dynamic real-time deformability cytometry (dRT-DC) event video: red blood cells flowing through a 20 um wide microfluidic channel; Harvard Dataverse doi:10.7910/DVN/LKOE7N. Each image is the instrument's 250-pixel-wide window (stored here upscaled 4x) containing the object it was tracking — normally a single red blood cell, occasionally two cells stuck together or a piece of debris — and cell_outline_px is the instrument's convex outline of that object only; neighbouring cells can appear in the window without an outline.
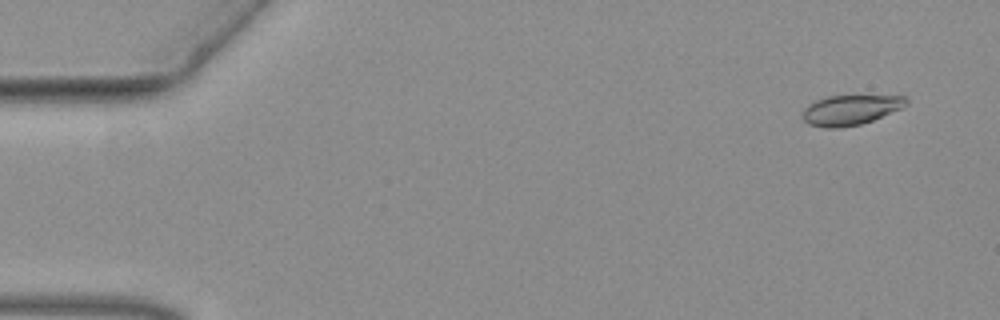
{"species": "common noctule bat (a hibernating species)", "species_latin": "Nyctalus noctula", "temperature_condition": "warm", "stored_images_in_passage": 10, "camera_frame_rate_fps": 3000, "um_per_image_px": 0.085, "animal": {"sex": "female", "body_mass_g": 19.3, "forearm_length_mm": 54.1}, "frame": {"image": 1, "passage_image": 4, "time_ms": 1.0, "image_size_px": [1000, 320], "cell_outline_px": [[908, 104], [900, 108], [872, 120], [860, 124], [836, 128], [824, 128], [808, 124], [804, 120], [804, 108], [808, 104], [816, 100], [828, 96], [904, 96], [908, 100]], "centroid_in_image_um": [72.26, 9.34], "position_along_channel_um": 12.7, "area_um2": 17.8}}